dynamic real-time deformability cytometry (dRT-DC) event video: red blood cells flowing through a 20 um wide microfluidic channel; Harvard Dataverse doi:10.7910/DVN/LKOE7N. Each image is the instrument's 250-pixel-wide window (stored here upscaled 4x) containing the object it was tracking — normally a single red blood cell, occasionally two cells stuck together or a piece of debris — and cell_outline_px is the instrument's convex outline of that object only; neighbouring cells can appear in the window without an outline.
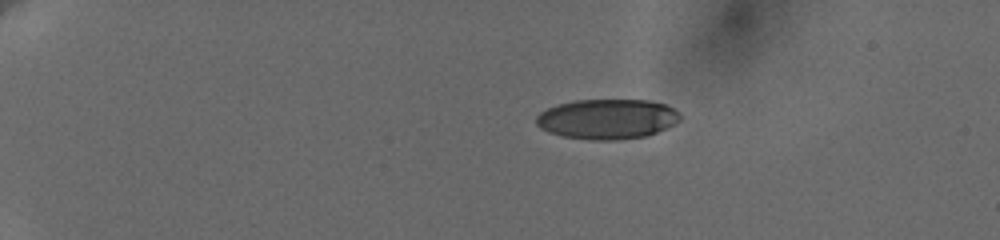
{"species": "human", "species_latin": "Homo sapiens", "temperature_condition": "cold", "stored_images_in_passage": 22, "camera_frame_rate_fps": 3000, "um_per_image_px": 0.085, "donor": {"sex": "female"}, "frame": {"image": 1, "passage_image": 1, "time_ms": 0.0, "image_size_px": [1000, 240], "cell_outline_px": [[680, 120], [656, 132], [644, 136], [616, 140], [592, 140], [564, 136], [548, 132], [540, 128], [536, 124], [536, 116], [540, 112], [548, 108], [560, 104], [576, 100], [648, 100], [664, 104], [672, 108], [680, 116]], "centroid_in_image_um": [51.57, 10.11], "position_along_channel_um": 33.4, "area_um2": 33.18}}
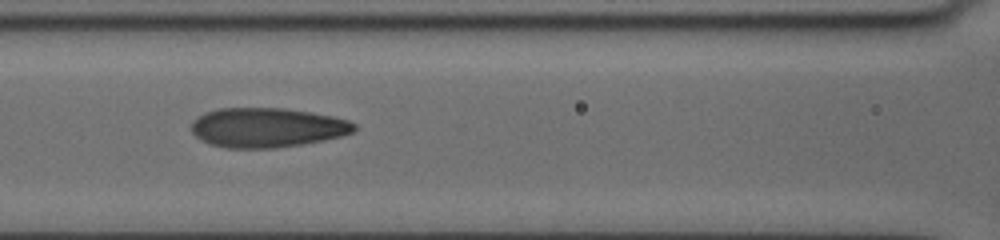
{"frame": {"image": 2, "passage_image": 13, "time_ms": 5.667, "image_size_px": [1000, 240], "cell_outline_px": [[356, 128], [352, 132], [340, 136], [324, 140], [304, 144], [276, 148], [224, 148], [208, 144], [200, 140], [192, 132], [192, 120], [204, 112], [220, 108], [284, 108], [332, 116], [348, 120], [356, 124]], "centroid_in_image_um": [22.66, 10.85], "position_along_channel_um": 143.9, "area_um2": 37.69}}
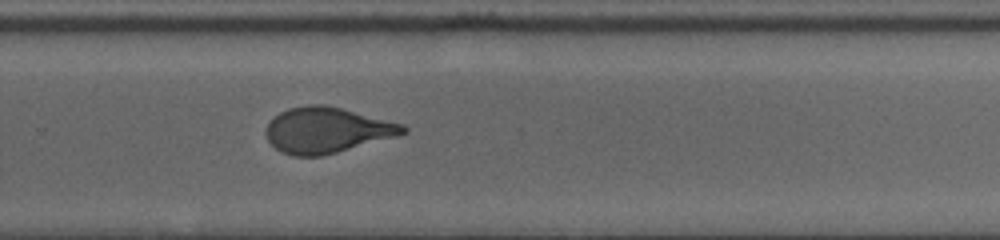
{"frame": {"image": 3, "passage_image": 22, "time_ms": 10.0, "image_size_px": [1000, 240], "cell_outline_px": [[408, 132], [396, 136], [336, 152], [320, 156], [292, 156], [276, 148], [268, 140], [264, 132], [268, 120], [272, 116], [288, 108], [308, 104], [324, 104], [404, 124], [408, 128]], "centroid_in_image_um": [27.74, 11.05], "position_along_channel_um": 302.1, "area_um2": 36.36}}